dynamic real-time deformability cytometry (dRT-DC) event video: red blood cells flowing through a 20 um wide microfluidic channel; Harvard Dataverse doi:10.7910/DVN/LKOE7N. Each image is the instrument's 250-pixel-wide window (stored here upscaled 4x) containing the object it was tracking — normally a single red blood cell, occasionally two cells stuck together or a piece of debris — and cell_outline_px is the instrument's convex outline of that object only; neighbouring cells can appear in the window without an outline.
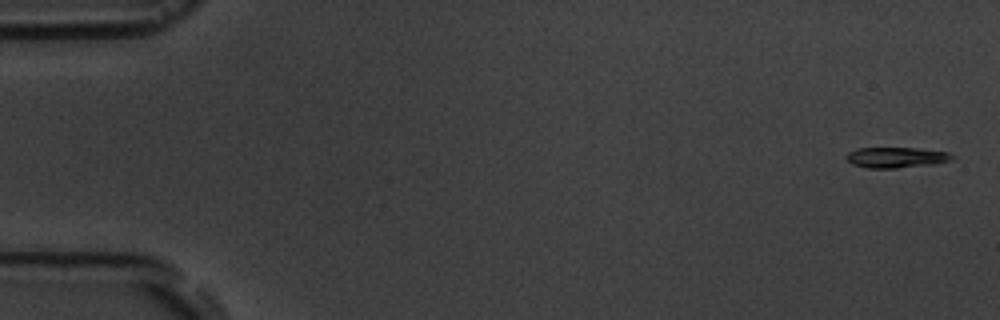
{"species": "common noctule bat (a hibernating species)", "species_latin": "Nyctalus noctula", "temperature_condition": "room temperature", "stored_images_in_passage": 4, "camera_frame_rate_fps": 3000, "um_per_image_px": 0.085, "animal": {"sex": "male", "body_mass_g": 19.5, "forearm_length_mm": 54.6}, "frame": {"image": 1, "passage_image": 1, "time_ms": 0.0, "image_size_px": [1000, 320], "cell_outline_px": [[956, 156], [952, 160], [936, 164], [896, 168], [868, 168], [852, 164], [844, 156], [848, 152], [856, 148], [916, 148], [948, 152]], "centroid_in_image_um": [76.2, 13.38], "position_along_channel_um": 8.8, "area_um2": 12.83}}
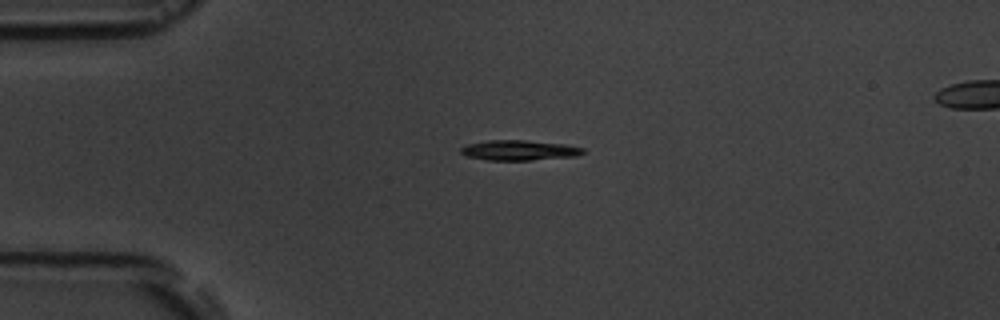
{"frame": {"image": 2, "passage_image": 4, "time_ms": 4.0, "image_size_px": [1000, 320], "cell_outline_px": [[584, 152], [576, 156], [532, 160], [488, 160], [468, 156], [460, 152], [460, 148], [468, 144], [488, 140], [524, 140], [564, 144], [584, 148]], "centroid_in_image_um": [44.13, 12.77], "position_along_channel_um": 40.9, "area_um2": 14.22}}